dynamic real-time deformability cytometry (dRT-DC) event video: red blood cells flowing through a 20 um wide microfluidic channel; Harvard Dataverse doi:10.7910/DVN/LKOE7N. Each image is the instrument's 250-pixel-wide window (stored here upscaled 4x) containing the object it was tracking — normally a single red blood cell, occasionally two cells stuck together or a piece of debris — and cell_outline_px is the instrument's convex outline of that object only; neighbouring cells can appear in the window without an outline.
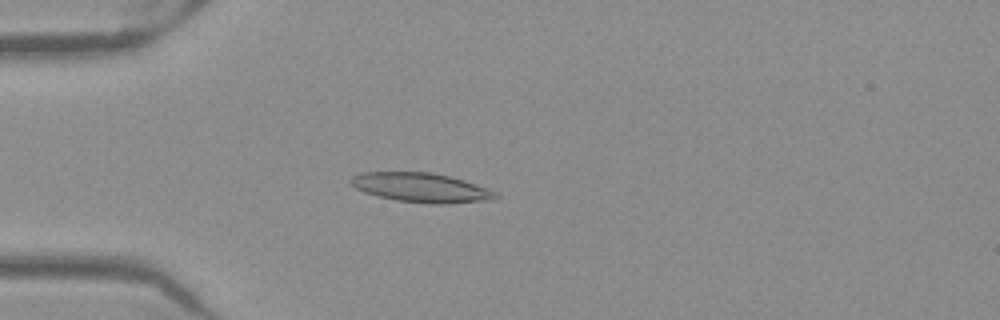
{"species": "Egyptian fruit bat (a non-hibernating species)", "species_latin": "Rousettus aegyptiacus", "temperature_condition": "warm", "stored_images_in_passage": 49, "camera_frame_rate_fps": 3000, "um_per_image_px": 0.085, "frame": {"image": 1, "passage_image": 12, "time_ms": 3.667, "image_size_px": [1000, 320], "cell_outline_px": [[500, 196], [492, 200], [448, 204], [432, 204], [396, 200], [364, 192], [356, 188], [348, 180], [352, 176], [364, 172], [432, 172], [464, 180], [488, 188], [496, 192]], "centroid_in_image_um": [35.83, 15.95], "position_along_channel_um": 49.2, "area_um2": 24.8}}
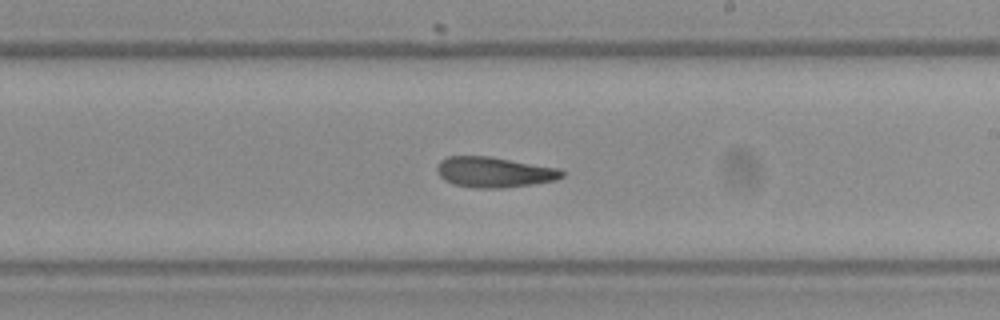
{"frame": {"image": 2, "passage_image": 28, "time_ms": 9.0, "image_size_px": [1000, 320], "cell_outline_px": [[564, 176], [556, 180], [532, 184], [500, 188], [472, 188], [452, 184], [444, 180], [436, 172], [436, 168], [440, 160], [448, 156], [492, 156], [560, 168], [564, 172]], "centroid_in_image_um": [41.99, 14.63], "position_along_channel_um": 247.0, "area_um2": 22.48}}
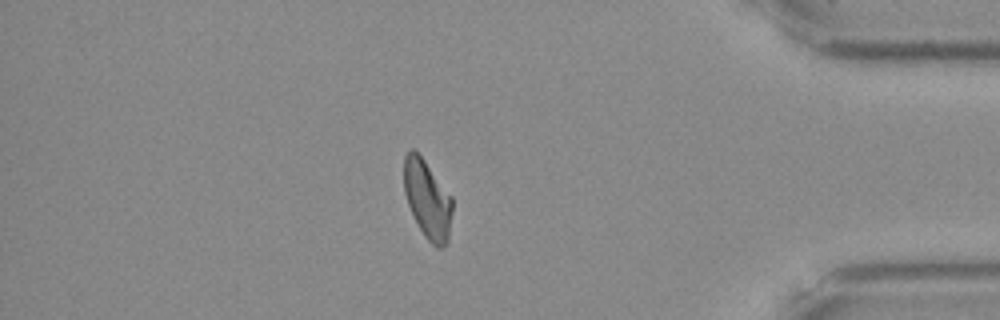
{"frame": {"image": 3, "passage_image": 42, "time_ms": 13.667, "image_size_px": [1000, 320], "cell_outline_px": [[452, 212], [448, 244], [440, 248], [436, 248], [424, 236], [408, 204], [404, 192], [404, 156], [412, 148], [424, 160], [452, 196]], "centroid_in_image_um": [36.35, 16.97], "position_along_channel_um": 398.9, "area_um2": 21.96}, "authors_computed_cell_mechanics": {"area_um2": 22.542, "velocity_mm_per_s": 3.9793, "shape_relaxation_time_tau1_ms": null, "shape_relaxation_time_tau2_ms": 3.9998, "deformation_change_tau1": null, "deformation_change_tau2": 0.1248}}